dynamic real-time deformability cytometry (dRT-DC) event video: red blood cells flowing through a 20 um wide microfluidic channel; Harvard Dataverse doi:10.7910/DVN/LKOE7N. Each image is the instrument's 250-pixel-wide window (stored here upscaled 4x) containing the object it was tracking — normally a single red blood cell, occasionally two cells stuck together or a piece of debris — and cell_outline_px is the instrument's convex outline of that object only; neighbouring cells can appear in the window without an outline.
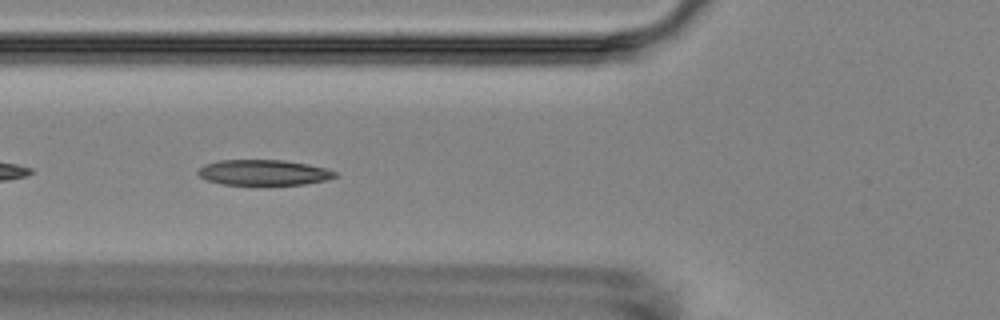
{"species": "Egyptian fruit bat (a non-hibernating species)", "species_latin": "Rousettus aegyptiacus", "temperature_condition": "room temperature", "stored_images_in_passage": 7, "camera_frame_rate_fps": 3000, "um_per_image_px": 0.085, "animal": {"sex": "female"}, "frame": {"image": 1, "passage_image": 5, "time_ms": 5.333, "image_size_px": [1000, 320], "cell_outline_px": [[340, 176], [328, 180], [304, 184], [224, 184], [208, 180], [200, 176], [196, 172], [204, 164], [220, 160], [284, 160], [324, 168], [336, 172]], "centroid_in_image_um": [22.43, 14.66], "position_along_channel_um": 103.4, "area_um2": 20.11}}
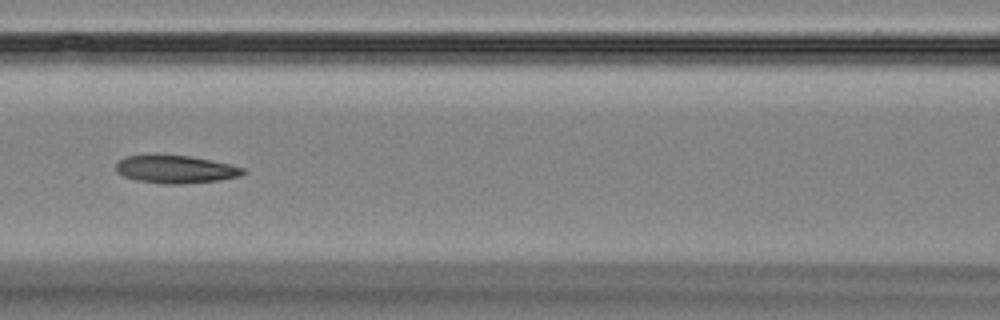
{"frame": {"image": 2, "passage_image": 6, "time_ms": 6.667, "image_size_px": [1000, 320], "cell_outline_px": [[248, 172], [240, 176], [220, 180], [176, 184], [160, 184], [136, 180], [124, 176], [116, 172], [116, 164], [120, 160], [128, 156], [188, 156], [212, 160], [244, 168]], "centroid_in_image_um": [14.96, 14.41], "position_along_channel_um": 151.6, "area_um2": 20.29}}
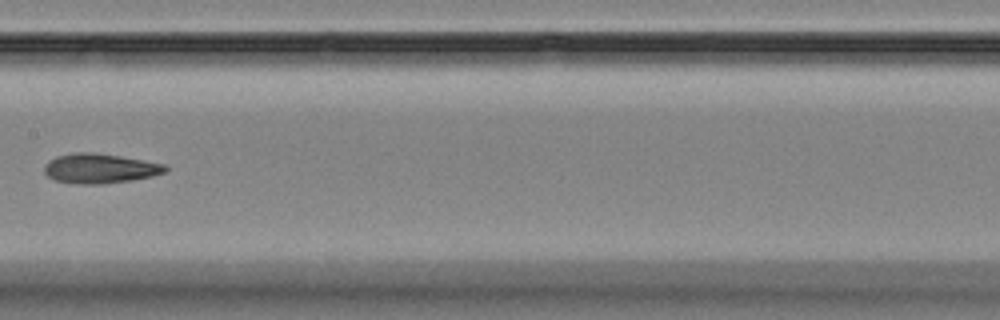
{"frame": {"image": 3, "passage_image": 7, "time_ms": 8.0, "image_size_px": [1000, 320], "cell_outline_px": [[168, 168], [164, 172], [152, 176], [132, 180], [104, 184], [76, 184], [52, 180], [44, 172], [44, 164], [48, 160], [56, 156], [72, 152], [92, 152], [120, 156], [164, 164]], "centroid_in_image_um": [8.42, 14.32], "position_along_channel_um": 199.0, "area_um2": 21.1}}